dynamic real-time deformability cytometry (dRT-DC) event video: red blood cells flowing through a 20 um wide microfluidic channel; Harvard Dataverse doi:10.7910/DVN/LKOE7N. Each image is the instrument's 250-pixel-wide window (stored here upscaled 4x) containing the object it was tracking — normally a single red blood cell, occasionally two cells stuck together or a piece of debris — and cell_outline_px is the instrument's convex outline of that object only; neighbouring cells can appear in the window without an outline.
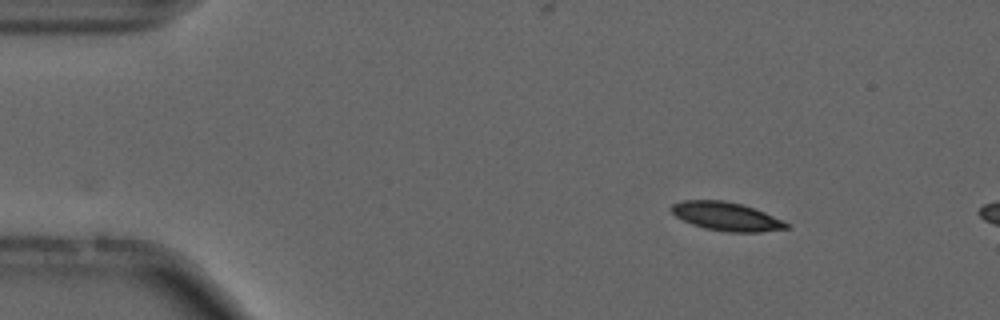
{"species": "common noctule bat (a hibernating species)", "species_latin": "Nyctalus noctula", "temperature_condition": "cold", "stored_images_in_passage": 7, "camera_frame_rate_fps": 3000, "um_per_image_px": 0.085, "animal": {"sex": "male", "forearm_length_mm": 52.5}, "frame": {"image": 1, "passage_image": 2, "time_ms": 0.333, "image_size_px": [1000, 320], "cell_outline_px": [[788, 228], [760, 232], [728, 232], [704, 228], [692, 224], [676, 216], [668, 208], [672, 204], [684, 200], [724, 200], [740, 204], [764, 212], [788, 224]], "centroid_in_image_um": [61.68, 18.39], "position_along_channel_um": 23.3, "area_um2": 18.84}}